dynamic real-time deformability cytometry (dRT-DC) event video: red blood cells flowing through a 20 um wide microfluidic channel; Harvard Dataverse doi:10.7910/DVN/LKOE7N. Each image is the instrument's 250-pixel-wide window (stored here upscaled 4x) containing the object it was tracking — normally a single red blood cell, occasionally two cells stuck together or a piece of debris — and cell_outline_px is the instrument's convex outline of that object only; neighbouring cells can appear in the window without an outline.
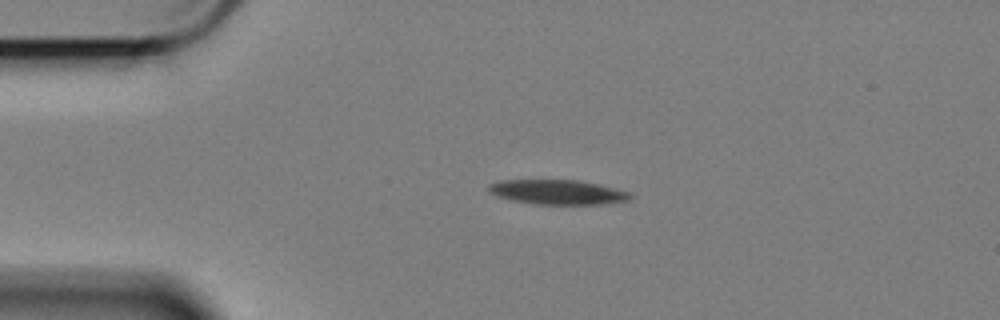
{"species": "Egyptian fruit bat (a non-hibernating species)", "species_latin": "Rousettus aegyptiacus", "temperature_condition": "cold", "stored_images_in_passage": 35, "camera_frame_rate_fps": 3000, "um_per_image_px": 0.085, "animal": {"sex": "female"}, "frame": {"image": 1, "passage_image": 1, "time_ms": 0.0, "image_size_px": [1000, 320], "cell_outline_px": [[632, 200], [608, 204], [536, 204], [512, 200], [496, 196], [488, 192], [488, 184], [496, 180], [576, 180], [616, 188], [632, 192]], "centroid_in_image_um": [47.41, 16.33], "position_along_channel_um": 37.6, "area_um2": 20.58}}
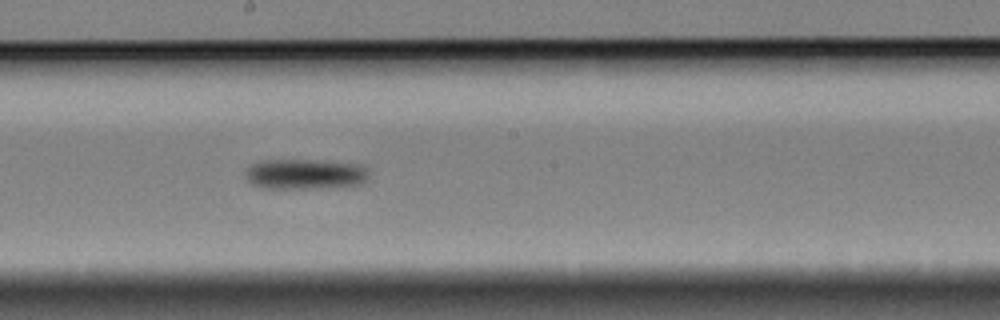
{"frame": {"image": 2, "passage_image": 20, "time_ms": 6.333, "image_size_px": [1000, 320], "cell_outline_px": [[368, 180], [364, 184], [316, 188], [260, 188], [252, 184], [244, 176], [244, 172], [252, 164], [264, 160], [308, 160], [356, 164], [364, 168], [368, 172]], "centroid_in_image_um": [25.89, 14.81], "position_along_channel_um": 222.3, "area_um2": 21.68}}
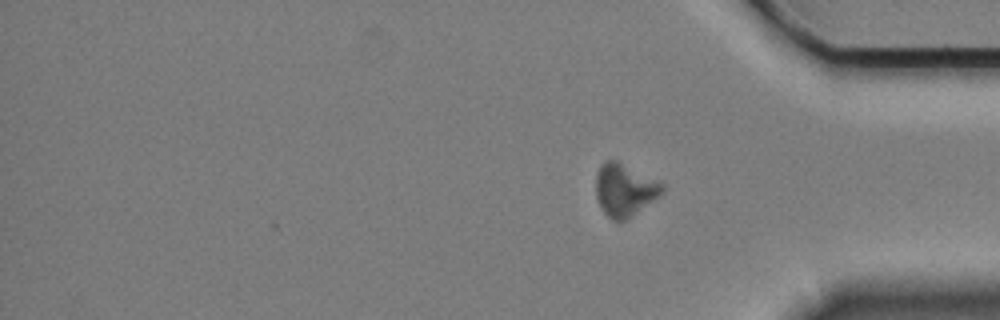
{"frame": {"image": 3, "passage_image": 35, "time_ms": 11.333, "image_size_px": [1000, 320], "cell_outline_px": [[664, 192], [660, 196], [624, 220], [612, 220], [604, 212], [596, 196], [596, 172], [600, 164], [604, 160], [616, 160], [664, 184]], "centroid_in_image_um": [53.07, 16.11], "position_along_channel_um": 382.1, "area_um2": 20.0}, "authors_computed_cell_mechanics": {"area_um2": 20.9236, "velocity_mm_per_s": 3.3828, "shape_relaxation_time_tau1_ms": 4.8788, "shape_relaxation_time_tau2_ms": null, "deformation_change_tau1": 0.1159, "deformation_change_tau2": null}}